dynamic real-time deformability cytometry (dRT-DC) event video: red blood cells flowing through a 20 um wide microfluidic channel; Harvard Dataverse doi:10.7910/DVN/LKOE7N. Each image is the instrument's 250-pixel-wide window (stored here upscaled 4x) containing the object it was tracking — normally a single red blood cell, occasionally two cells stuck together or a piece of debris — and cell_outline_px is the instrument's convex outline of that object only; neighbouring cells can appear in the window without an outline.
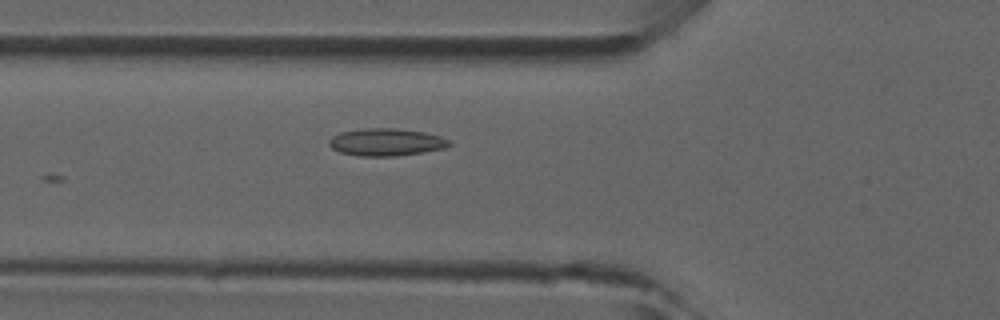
{"species": "common noctule bat (a hibernating species)", "species_latin": "Nyctalus noctula", "temperature_condition": "room temperature", "stored_images_in_passage": 12, "camera_frame_rate_fps": 3000, "um_per_image_px": 0.085, "animal": {"sex": "male", "forearm_length_mm": 52.5}, "frame": {"image": 1, "passage_image": 2, "time_ms": 0.333, "image_size_px": [1000, 320], "cell_outline_px": [[452, 144], [444, 148], [424, 152], [396, 156], [360, 156], [340, 152], [332, 148], [328, 144], [328, 140], [332, 136], [340, 132], [364, 128], [396, 128], [424, 132], [440, 136], [448, 140]], "centroid_in_image_um": [32.8, 12.08], "position_along_channel_um": 93.0, "area_um2": 19.25}}